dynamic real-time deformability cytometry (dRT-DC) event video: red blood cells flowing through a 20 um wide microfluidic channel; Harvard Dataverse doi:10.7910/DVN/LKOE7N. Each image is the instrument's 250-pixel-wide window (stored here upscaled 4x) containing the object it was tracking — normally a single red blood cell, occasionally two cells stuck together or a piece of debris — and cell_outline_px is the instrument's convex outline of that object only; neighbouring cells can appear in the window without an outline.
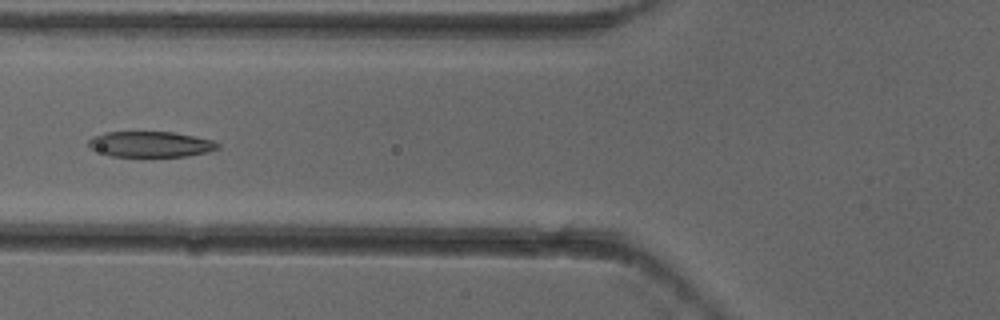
{"species": "common noctule bat (a hibernating species)", "species_latin": "Nyctalus noctula", "temperature_condition": "cold", "stored_images_in_passage": 5, "camera_frame_rate_fps": 3000, "um_per_image_px": 0.085, "animal": {"sex": "female"}, "frame": {"image": 1, "passage_image": 5, "time_ms": 1.333, "image_size_px": [1000, 320], "cell_outline_px": [[220, 148], [208, 152], [184, 156], [112, 156], [88, 148], [88, 140], [92, 136], [104, 132], [172, 132], [212, 140], [220, 144]], "centroid_in_image_um": [12.76, 12.25], "position_along_channel_um": 113.0, "area_um2": 19.25}}